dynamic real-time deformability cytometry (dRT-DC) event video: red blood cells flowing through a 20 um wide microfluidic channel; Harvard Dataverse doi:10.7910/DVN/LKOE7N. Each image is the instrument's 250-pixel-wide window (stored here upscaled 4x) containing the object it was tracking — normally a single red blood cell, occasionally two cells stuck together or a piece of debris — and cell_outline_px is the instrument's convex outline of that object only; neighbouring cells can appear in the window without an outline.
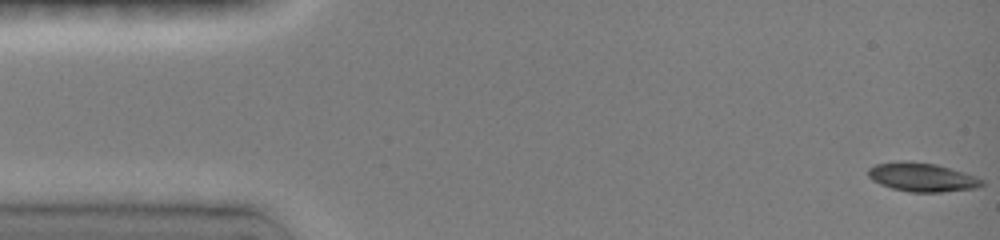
{"species": "common noctule bat (a hibernating species)", "species_latin": "Nyctalus noctula", "temperature_condition": "room temperature", "stored_images_in_passage": 6, "segment_of_instrument_passage": [1, 2], "camera_frame_rate_fps": 3000, "um_per_image_px": 0.085, "animal": {"sex": "female", "body_mass_g": 19.0, "forearm_length_mm": 51.5}, "frame": {"image": 1, "passage_image": 1, "time_ms": 0.0, "image_size_px": [1000, 240], "cell_outline_px": [[984, 184], [976, 188], [940, 192], [908, 192], [892, 188], [880, 184], [872, 180], [868, 176], [868, 168], [876, 164], [900, 160], [904, 160], [936, 164], [964, 172], [976, 176], [984, 180]], "centroid_in_image_um": [78.36, 15.05], "position_along_channel_um": 6.6, "area_um2": 19.19}}
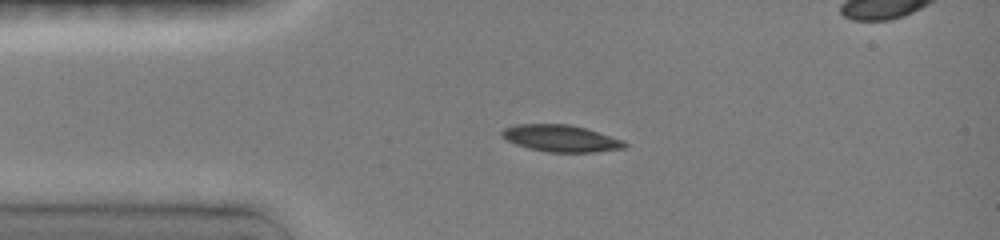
{"frame": {"image": 2, "passage_image": 4, "time_ms": 3.333, "image_size_px": [1000, 240], "cell_outline_px": [[628, 144], [624, 148], [592, 152], [548, 152], [528, 148], [516, 144], [500, 136], [500, 132], [504, 128], [516, 124], [572, 124], [624, 140]], "centroid_in_image_um": [47.66, 11.75], "position_along_channel_um": 37.3, "area_um2": 19.19}}